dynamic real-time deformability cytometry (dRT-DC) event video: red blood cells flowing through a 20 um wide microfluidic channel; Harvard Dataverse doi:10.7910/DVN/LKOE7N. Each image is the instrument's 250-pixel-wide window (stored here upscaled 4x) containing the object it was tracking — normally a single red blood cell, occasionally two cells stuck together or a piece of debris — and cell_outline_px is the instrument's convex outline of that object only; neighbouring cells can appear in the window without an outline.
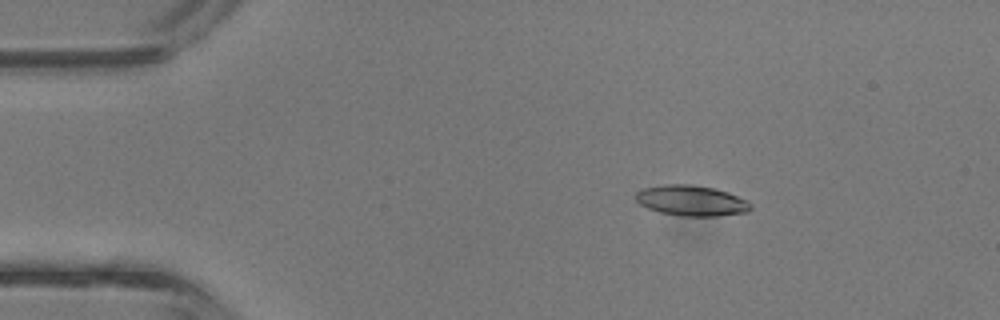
{"species": "common noctule bat (a hibernating species)", "species_latin": "Nyctalus noctula", "temperature_condition": "room temperature", "stored_images_in_passage": 4, "camera_frame_rate_fps": 3000, "um_per_image_px": 0.085, "animal": {"sex": "male", "body_mass_g": 13.3}, "frame": {"image": 1, "passage_image": 2, "time_ms": 0.333, "image_size_px": [1000, 320], "cell_outline_px": [[752, 208], [748, 212], [716, 216], [680, 216], [660, 212], [648, 208], [640, 204], [636, 200], [636, 192], [644, 188], [664, 184], [688, 184], [716, 188], [728, 192], [752, 204]], "centroid_in_image_um": [58.77, 17.05], "position_along_channel_um": 26.2, "area_um2": 20.4}}
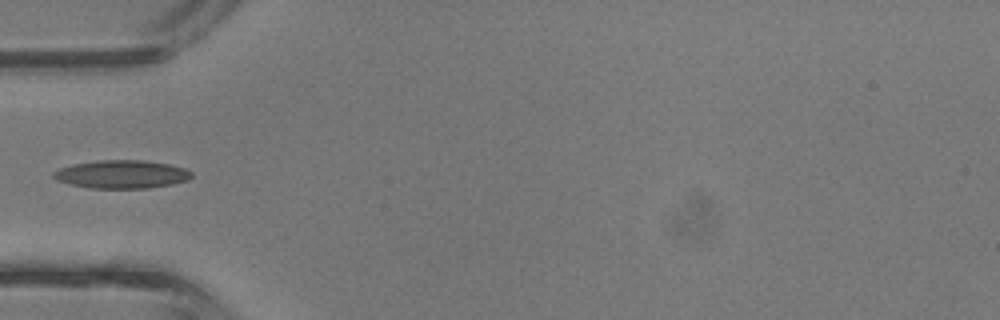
{"frame": {"image": 2, "passage_image": 4, "time_ms": 1.0, "image_size_px": [1000, 320], "cell_outline_px": [[192, 176], [188, 180], [172, 184], [148, 188], [92, 188], [72, 184], [56, 180], [52, 176], [52, 172], [60, 168], [72, 164], [96, 160], [144, 160], [168, 164], [184, 168], [192, 172]], "centroid_in_image_um": [10.34, 14.81], "position_along_channel_um": 74.7, "area_um2": 22.66}}